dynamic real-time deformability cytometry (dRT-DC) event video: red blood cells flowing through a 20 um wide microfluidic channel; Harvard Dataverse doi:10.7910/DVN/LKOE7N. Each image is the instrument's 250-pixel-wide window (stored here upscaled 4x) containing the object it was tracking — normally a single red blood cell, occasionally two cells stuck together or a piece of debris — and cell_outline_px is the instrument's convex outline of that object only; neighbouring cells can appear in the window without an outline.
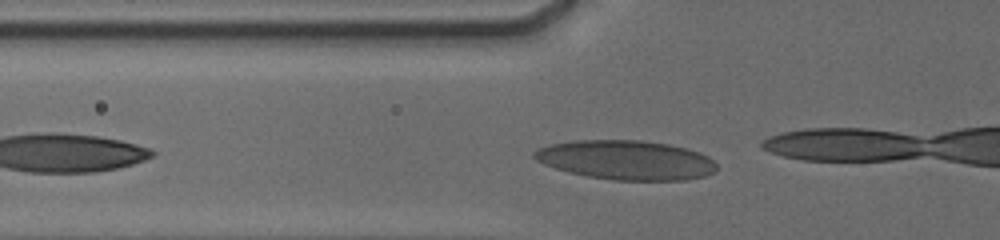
{"species": "human", "species_latin": "Homo sapiens", "temperature_condition": "cold", "stored_images_in_passage": 9, "camera_frame_rate_fps": 3000, "um_per_image_px": 0.085, "donor": {"sex": "male"}, "frame": {"image": 1, "passage_image": 2, "time_ms": 0.333, "image_size_px": [1000, 240], "cell_outline_px": [[716, 168], [712, 172], [704, 176], [684, 180], [612, 180], [588, 176], [556, 168], [544, 164], [536, 160], [532, 156], [532, 152], [536, 148], [548, 144], [576, 140], [640, 140], [668, 144], [700, 152], [708, 156], [716, 164]], "centroid_in_image_um": [53.18, 13.59], "position_along_channel_um": 72.6, "area_um2": 41.73}}